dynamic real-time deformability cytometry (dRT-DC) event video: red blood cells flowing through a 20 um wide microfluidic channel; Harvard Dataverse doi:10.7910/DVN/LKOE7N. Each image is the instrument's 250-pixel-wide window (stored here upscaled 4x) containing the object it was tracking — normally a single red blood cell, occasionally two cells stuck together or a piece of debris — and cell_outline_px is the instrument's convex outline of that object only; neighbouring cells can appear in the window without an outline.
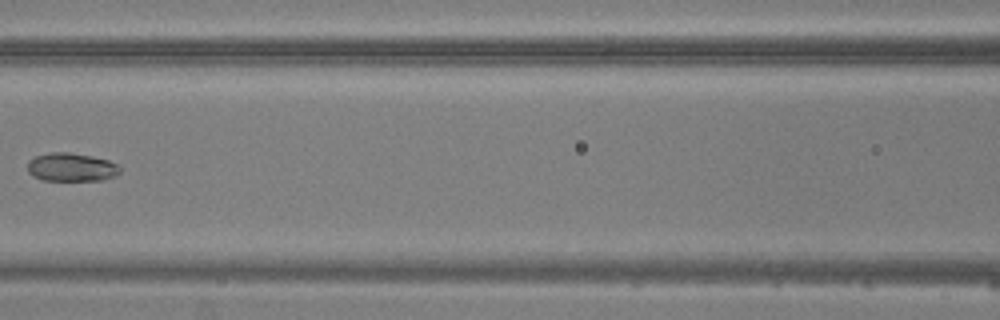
{"species": "common noctule bat (a hibernating species)", "species_latin": "Nyctalus noctula", "temperature_condition": "warm", "stored_images_in_passage": 6, "camera_frame_rate_fps": 3000, "um_per_image_px": 0.085, "animal": {"sex": "male", "body_mass_g": 20.5, "forearm_length_mm": 52.5}, "frame": {"image": 1, "passage_image": 6, "time_ms": 5.667, "image_size_px": [1000, 320], "cell_outline_px": [[120, 172], [116, 176], [100, 180], [44, 180], [32, 176], [28, 172], [28, 160], [36, 156], [52, 152], [68, 152], [92, 156], [108, 160], [116, 164], [120, 168]], "centroid_in_image_um": [6.06, 14.21], "position_along_channel_um": 160.5, "area_um2": 15.26}}